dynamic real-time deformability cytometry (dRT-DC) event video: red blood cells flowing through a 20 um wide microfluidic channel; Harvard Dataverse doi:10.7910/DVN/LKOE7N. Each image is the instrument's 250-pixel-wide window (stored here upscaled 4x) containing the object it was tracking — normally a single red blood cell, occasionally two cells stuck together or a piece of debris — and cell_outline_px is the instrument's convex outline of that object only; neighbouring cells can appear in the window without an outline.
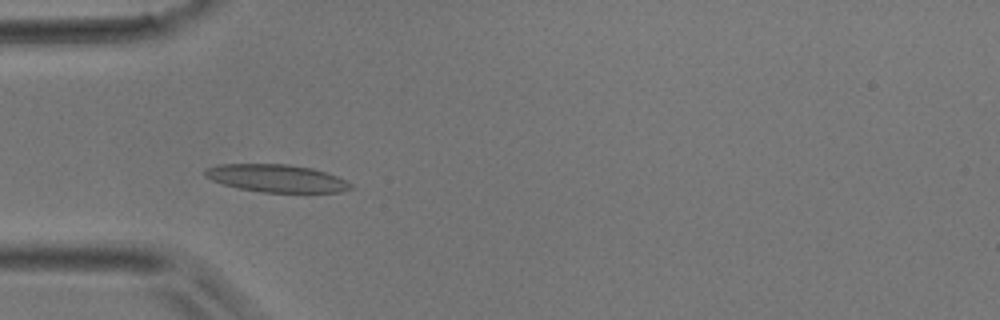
{"species": "common noctule bat (a hibernating species)", "species_latin": "Nyctalus noctula", "temperature_condition": "room temperature", "stored_images_in_passage": 47, "camera_frame_rate_fps": 3000, "um_per_image_px": 0.085, "animal": {"sex": "male", "body_mass_g": 17.9}, "frame": {"image": 1, "passage_image": 14, "time_ms": 4.333, "image_size_px": [1000, 320], "cell_outline_px": [[356, 188], [340, 192], [260, 192], [240, 188], [224, 184], [212, 180], [204, 176], [204, 168], [220, 164], [288, 164], [312, 168], [336, 176], [352, 184]], "centroid_in_image_um": [23.5, 15.15], "position_along_channel_um": 61.5, "area_um2": 23.41}}
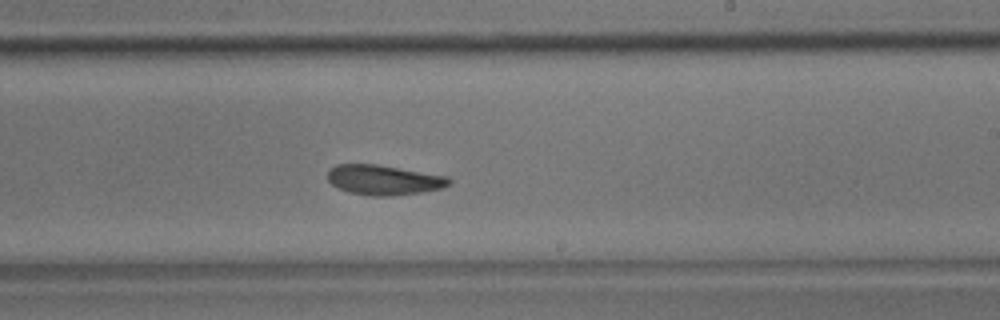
{"frame": {"image": 2, "passage_image": 28, "time_ms": 9.0, "image_size_px": [1000, 320], "cell_outline_px": [[452, 180], [448, 184], [440, 188], [420, 192], [392, 196], [368, 196], [348, 192], [336, 188], [328, 180], [328, 172], [336, 164], [376, 164], [448, 176]], "centroid_in_image_um": [32.59, 15.3], "position_along_channel_um": 256.4, "area_um2": 21.15}}
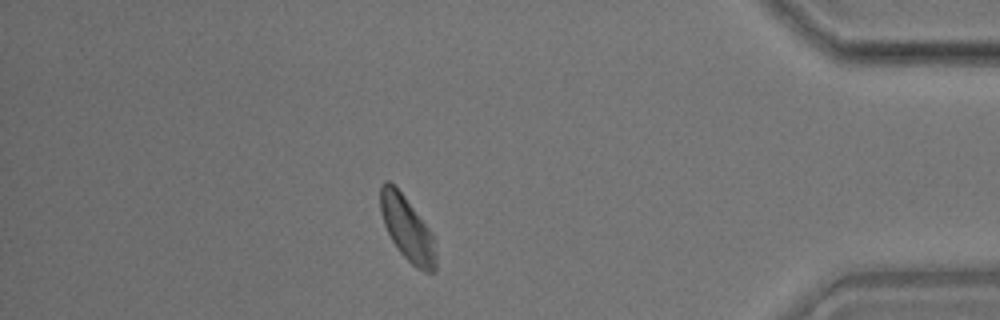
{"frame": {"image": 3, "passage_image": 41, "time_ms": 13.333, "image_size_px": [1000, 320], "cell_outline_px": [[436, 272], [424, 272], [416, 268], [400, 252], [392, 240], [384, 224], [380, 212], [380, 184], [384, 180], [388, 180], [404, 196], [432, 232], [436, 256]], "centroid_in_image_um": [34.61, 19.44], "position_along_channel_um": 400.6, "area_um2": 20.63}}